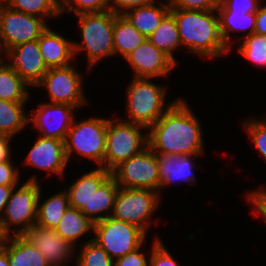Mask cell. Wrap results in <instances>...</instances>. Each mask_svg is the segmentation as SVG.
Wrapping results in <instances>:
<instances>
[{
  "label": "cell",
  "instance_id": "cell-21",
  "mask_svg": "<svg viewBox=\"0 0 266 266\" xmlns=\"http://www.w3.org/2000/svg\"><path fill=\"white\" fill-rule=\"evenodd\" d=\"M158 0L136 7L122 14L140 33L148 38L160 25L162 19L170 12L171 5Z\"/></svg>",
  "mask_w": 266,
  "mask_h": 266
},
{
  "label": "cell",
  "instance_id": "cell-34",
  "mask_svg": "<svg viewBox=\"0 0 266 266\" xmlns=\"http://www.w3.org/2000/svg\"><path fill=\"white\" fill-rule=\"evenodd\" d=\"M60 14L100 13L110 10L109 0H59ZM67 9V10H66Z\"/></svg>",
  "mask_w": 266,
  "mask_h": 266
},
{
  "label": "cell",
  "instance_id": "cell-1",
  "mask_svg": "<svg viewBox=\"0 0 266 266\" xmlns=\"http://www.w3.org/2000/svg\"><path fill=\"white\" fill-rule=\"evenodd\" d=\"M199 118L184 99L178 98L163 116L148 128V146L158 154L203 155Z\"/></svg>",
  "mask_w": 266,
  "mask_h": 266
},
{
  "label": "cell",
  "instance_id": "cell-8",
  "mask_svg": "<svg viewBox=\"0 0 266 266\" xmlns=\"http://www.w3.org/2000/svg\"><path fill=\"white\" fill-rule=\"evenodd\" d=\"M93 240L115 261L144 247L147 234L139 227L109 216L94 223Z\"/></svg>",
  "mask_w": 266,
  "mask_h": 266
},
{
  "label": "cell",
  "instance_id": "cell-10",
  "mask_svg": "<svg viewBox=\"0 0 266 266\" xmlns=\"http://www.w3.org/2000/svg\"><path fill=\"white\" fill-rule=\"evenodd\" d=\"M120 188L160 191V175L156 153L148 146L139 154L121 162L112 171Z\"/></svg>",
  "mask_w": 266,
  "mask_h": 266
},
{
  "label": "cell",
  "instance_id": "cell-12",
  "mask_svg": "<svg viewBox=\"0 0 266 266\" xmlns=\"http://www.w3.org/2000/svg\"><path fill=\"white\" fill-rule=\"evenodd\" d=\"M43 18L0 4V52L39 39L48 25Z\"/></svg>",
  "mask_w": 266,
  "mask_h": 266
},
{
  "label": "cell",
  "instance_id": "cell-6",
  "mask_svg": "<svg viewBox=\"0 0 266 266\" xmlns=\"http://www.w3.org/2000/svg\"><path fill=\"white\" fill-rule=\"evenodd\" d=\"M108 119L100 117H90L82 121L72 123L66 139L65 153L68 162L72 154L88 158L105 169V142Z\"/></svg>",
  "mask_w": 266,
  "mask_h": 266
},
{
  "label": "cell",
  "instance_id": "cell-22",
  "mask_svg": "<svg viewBox=\"0 0 266 266\" xmlns=\"http://www.w3.org/2000/svg\"><path fill=\"white\" fill-rule=\"evenodd\" d=\"M7 255L10 266H50L44 255L23 235L7 237Z\"/></svg>",
  "mask_w": 266,
  "mask_h": 266
},
{
  "label": "cell",
  "instance_id": "cell-31",
  "mask_svg": "<svg viewBox=\"0 0 266 266\" xmlns=\"http://www.w3.org/2000/svg\"><path fill=\"white\" fill-rule=\"evenodd\" d=\"M6 5L26 14L43 18L60 16L59 0H8Z\"/></svg>",
  "mask_w": 266,
  "mask_h": 266
},
{
  "label": "cell",
  "instance_id": "cell-33",
  "mask_svg": "<svg viewBox=\"0 0 266 266\" xmlns=\"http://www.w3.org/2000/svg\"><path fill=\"white\" fill-rule=\"evenodd\" d=\"M82 243L75 261L76 266H114V260L93 238Z\"/></svg>",
  "mask_w": 266,
  "mask_h": 266
},
{
  "label": "cell",
  "instance_id": "cell-29",
  "mask_svg": "<svg viewBox=\"0 0 266 266\" xmlns=\"http://www.w3.org/2000/svg\"><path fill=\"white\" fill-rule=\"evenodd\" d=\"M29 85L13 69L0 59V99L11 102H27Z\"/></svg>",
  "mask_w": 266,
  "mask_h": 266
},
{
  "label": "cell",
  "instance_id": "cell-48",
  "mask_svg": "<svg viewBox=\"0 0 266 266\" xmlns=\"http://www.w3.org/2000/svg\"><path fill=\"white\" fill-rule=\"evenodd\" d=\"M176 0H164V3H168L170 5H172Z\"/></svg>",
  "mask_w": 266,
  "mask_h": 266
},
{
  "label": "cell",
  "instance_id": "cell-37",
  "mask_svg": "<svg viewBox=\"0 0 266 266\" xmlns=\"http://www.w3.org/2000/svg\"><path fill=\"white\" fill-rule=\"evenodd\" d=\"M260 6V0H221L217 11L256 13Z\"/></svg>",
  "mask_w": 266,
  "mask_h": 266
},
{
  "label": "cell",
  "instance_id": "cell-19",
  "mask_svg": "<svg viewBox=\"0 0 266 266\" xmlns=\"http://www.w3.org/2000/svg\"><path fill=\"white\" fill-rule=\"evenodd\" d=\"M200 157V155H175V154H158L156 158L159 166L160 175V191L163 187H168L180 181L189 183H197L196 176L194 175V157Z\"/></svg>",
  "mask_w": 266,
  "mask_h": 266
},
{
  "label": "cell",
  "instance_id": "cell-39",
  "mask_svg": "<svg viewBox=\"0 0 266 266\" xmlns=\"http://www.w3.org/2000/svg\"><path fill=\"white\" fill-rule=\"evenodd\" d=\"M18 167L13 165L12 160L0 162V185L17 186L20 182Z\"/></svg>",
  "mask_w": 266,
  "mask_h": 266
},
{
  "label": "cell",
  "instance_id": "cell-18",
  "mask_svg": "<svg viewBox=\"0 0 266 266\" xmlns=\"http://www.w3.org/2000/svg\"><path fill=\"white\" fill-rule=\"evenodd\" d=\"M110 175V171L103 167H97L76 179L66 189L69 197V205L79 209L91 220V198L94 192H97L99 186Z\"/></svg>",
  "mask_w": 266,
  "mask_h": 266
},
{
  "label": "cell",
  "instance_id": "cell-44",
  "mask_svg": "<svg viewBox=\"0 0 266 266\" xmlns=\"http://www.w3.org/2000/svg\"><path fill=\"white\" fill-rule=\"evenodd\" d=\"M255 33L266 36V5H261L256 12Z\"/></svg>",
  "mask_w": 266,
  "mask_h": 266
},
{
  "label": "cell",
  "instance_id": "cell-15",
  "mask_svg": "<svg viewBox=\"0 0 266 266\" xmlns=\"http://www.w3.org/2000/svg\"><path fill=\"white\" fill-rule=\"evenodd\" d=\"M125 60L134 71L135 78L167 77L176 63L162 50L153 45L147 38Z\"/></svg>",
  "mask_w": 266,
  "mask_h": 266
},
{
  "label": "cell",
  "instance_id": "cell-47",
  "mask_svg": "<svg viewBox=\"0 0 266 266\" xmlns=\"http://www.w3.org/2000/svg\"><path fill=\"white\" fill-rule=\"evenodd\" d=\"M7 237L8 235L3 231V228L0 224V250L4 248Z\"/></svg>",
  "mask_w": 266,
  "mask_h": 266
},
{
  "label": "cell",
  "instance_id": "cell-36",
  "mask_svg": "<svg viewBox=\"0 0 266 266\" xmlns=\"http://www.w3.org/2000/svg\"><path fill=\"white\" fill-rule=\"evenodd\" d=\"M150 253L148 266H180L157 236L153 241Z\"/></svg>",
  "mask_w": 266,
  "mask_h": 266
},
{
  "label": "cell",
  "instance_id": "cell-23",
  "mask_svg": "<svg viewBox=\"0 0 266 266\" xmlns=\"http://www.w3.org/2000/svg\"><path fill=\"white\" fill-rule=\"evenodd\" d=\"M41 192L42 187L37 202V218L35 224L54 229L59 224L66 210L70 207L68 193L66 190L60 191L42 202Z\"/></svg>",
  "mask_w": 266,
  "mask_h": 266
},
{
  "label": "cell",
  "instance_id": "cell-2",
  "mask_svg": "<svg viewBox=\"0 0 266 266\" xmlns=\"http://www.w3.org/2000/svg\"><path fill=\"white\" fill-rule=\"evenodd\" d=\"M182 46L190 53L207 58L224 57L231 50L224 43L217 10L170 9Z\"/></svg>",
  "mask_w": 266,
  "mask_h": 266
},
{
  "label": "cell",
  "instance_id": "cell-17",
  "mask_svg": "<svg viewBox=\"0 0 266 266\" xmlns=\"http://www.w3.org/2000/svg\"><path fill=\"white\" fill-rule=\"evenodd\" d=\"M42 169L62 176L68 164L65 153V142L59 139L45 138L38 135L34 145L30 148L23 165Z\"/></svg>",
  "mask_w": 266,
  "mask_h": 266
},
{
  "label": "cell",
  "instance_id": "cell-35",
  "mask_svg": "<svg viewBox=\"0 0 266 266\" xmlns=\"http://www.w3.org/2000/svg\"><path fill=\"white\" fill-rule=\"evenodd\" d=\"M244 129L249 134L256 149L260 152L261 156L266 160V119H246L244 122ZM246 127V128H245Z\"/></svg>",
  "mask_w": 266,
  "mask_h": 266
},
{
  "label": "cell",
  "instance_id": "cell-42",
  "mask_svg": "<svg viewBox=\"0 0 266 266\" xmlns=\"http://www.w3.org/2000/svg\"><path fill=\"white\" fill-rule=\"evenodd\" d=\"M154 0H109L110 11L122 15L126 11L150 4Z\"/></svg>",
  "mask_w": 266,
  "mask_h": 266
},
{
  "label": "cell",
  "instance_id": "cell-30",
  "mask_svg": "<svg viewBox=\"0 0 266 266\" xmlns=\"http://www.w3.org/2000/svg\"><path fill=\"white\" fill-rule=\"evenodd\" d=\"M25 103L0 99V134L14 137L28 126L29 114L24 112Z\"/></svg>",
  "mask_w": 266,
  "mask_h": 266
},
{
  "label": "cell",
  "instance_id": "cell-24",
  "mask_svg": "<svg viewBox=\"0 0 266 266\" xmlns=\"http://www.w3.org/2000/svg\"><path fill=\"white\" fill-rule=\"evenodd\" d=\"M54 229L64 240L76 246L80 237L94 231V223L79 209L70 206Z\"/></svg>",
  "mask_w": 266,
  "mask_h": 266
},
{
  "label": "cell",
  "instance_id": "cell-45",
  "mask_svg": "<svg viewBox=\"0 0 266 266\" xmlns=\"http://www.w3.org/2000/svg\"><path fill=\"white\" fill-rule=\"evenodd\" d=\"M13 188L14 186L0 185V219L4 213L5 206L7 205Z\"/></svg>",
  "mask_w": 266,
  "mask_h": 266
},
{
  "label": "cell",
  "instance_id": "cell-32",
  "mask_svg": "<svg viewBox=\"0 0 266 266\" xmlns=\"http://www.w3.org/2000/svg\"><path fill=\"white\" fill-rule=\"evenodd\" d=\"M238 52L252 64L259 67H266V36L257 33L249 36H241Z\"/></svg>",
  "mask_w": 266,
  "mask_h": 266
},
{
  "label": "cell",
  "instance_id": "cell-26",
  "mask_svg": "<svg viewBox=\"0 0 266 266\" xmlns=\"http://www.w3.org/2000/svg\"><path fill=\"white\" fill-rule=\"evenodd\" d=\"M147 38L140 33L123 15L115 14L113 45L115 55L126 56L140 46Z\"/></svg>",
  "mask_w": 266,
  "mask_h": 266
},
{
  "label": "cell",
  "instance_id": "cell-43",
  "mask_svg": "<svg viewBox=\"0 0 266 266\" xmlns=\"http://www.w3.org/2000/svg\"><path fill=\"white\" fill-rule=\"evenodd\" d=\"M12 136L6 134H0V162L10 161L11 159V147L10 141Z\"/></svg>",
  "mask_w": 266,
  "mask_h": 266
},
{
  "label": "cell",
  "instance_id": "cell-49",
  "mask_svg": "<svg viewBox=\"0 0 266 266\" xmlns=\"http://www.w3.org/2000/svg\"><path fill=\"white\" fill-rule=\"evenodd\" d=\"M8 0H0V4H6Z\"/></svg>",
  "mask_w": 266,
  "mask_h": 266
},
{
  "label": "cell",
  "instance_id": "cell-14",
  "mask_svg": "<svg viewBox=\"0 0 266 266\" xmlns=\"http://www.w3.org/2000/svg\"><path fill=\"white\" fill-rule=\"evenodd\" d=\"M0 59L29 85L36 86L47 73L48 68L41 56L38 39L17 45L12 49L3 50ZM5 60V61H4Z\"/></svg>",
  "mask_w": 266,
  "mask_h": 266
},
{
  "label": "cell",
  "instance_id": "cell-46",
  "mask_svg": "<svg viewBox=\"0 0 266 266\" xmlns=\"http://www.w3.org/2000/svg\"><path fill=\"white\" fill-rule=\"evenodd\" d=\"M0 266H10L7 255V239L4 248L0 250Z\"/></svg>",
  "mask_w": 266,
  "mask_h": 266
},
{
  "label": "cell",
  "instance_id": "cell-4",
  "mask_svg": "<svg viewBox=\"0 0 266 266\" xmlns=\"http://www.w3.org/2000/svg\"><path fill=\"white\" fill-rule=\"evenodd\" d=\"M79 19L82 43L74 42V54L85 51L88 68L92 69L100 60L115 55L113 28L115 13L108 10L100 13L76 15Z\"/></svg>",
  "mask_w": 266,
  "mask_h": 266
},
{
  "label": "cell",
  "instance_id": "cell-5",
  "mask_svg": "<svg viewBox=\"0 0 266 266\" xmlns=\"http://www.w3.org/2000/svg\"><path fill=\"white\" fill-rule=\"evenodd\" d=\"M40 190L36 175L29 177L21 186H14L0 219L1 227L8 236L23 235L36 223Z\"/></svg>",
  "mask_w": 266,
  "mask_h": 266
},
{
  "label": "cell",
  "instance_id": "cell-25",
  "mask_svg": "<svg viewBox=\"0 0 266 266\" xmlns=\"http://www.w3.org/2000/svg\"><path fill=\"white\" fill-rule=\"evenodd\" d=\"M217 13L222 39L230 50L232 49L233 44L231 41V32L249 31L244 36H249L255 33L256 13L234 11H217Z\"/></svg>",
  "mask_w": 266,
  "mask_h": 266
},
{
  "label": "cell",
  "instance_id": "cell-13",
  "mask_svg": "<svg viewBox=\"0 0 266 266\" xmlns=\"http://www.w3.org/2000/svg\"><path fill=\"white\" fill-rule=\"evenodd\" d=\"M75 110V106L67 104L39 103L37 110L29 115L28 124H33L42 137L65 141L75 118Z\"/></svg>",
  "mask_w": 266,
  "mask_h": 266
},
{
  "label": "cell",
  "instance_id": "cell-27",
  "mask_svg": "<svg viewBox=\"0 0 266 266\" xmlns=\"http://www.w3.org/2000/svg\"><path fill=\"white\" fill-rule=\"evenodd\" d=\"M149 41L167 54L176 64L174 51L182 46L178 27L174 16L169 12L161 21L157 29L148 37Z\"/></svg>",
  "mask_w": 266,
  "mask_h": 266
},
{
  "label": "cell",
  "instance_id": "cell-38",
  "mask_svg": "<svg viewBox=\"0 0 266 266\" xmlns=\"http://www.w3.org/2000/svg\"><path fill=\"white\" fill-rule=\"evenodd\" d=\"M220 4L221 0H176L171 9L210 11L217 10Z\"/></svg>",
  "mask_w": 266,
  "mask_h": 266
},
{
  "label": "cell",
  "instance_id": "cell-40",
  "mask_svg": "<svg viewBox=\"0 0 266 266\" xmlns=\"http://www.w3.org/2000/svg\"><path fill=\"white\" fill-rule=\"evenodd\" d=\"M249 204H253V214L262 216L266 221V187L250 191L246 194Z\"/></svg>",
  "mask_w": 266,
  "mask_h": 266
},
{
  "label": "cell",
  "instance_id": "cell-11",
  "mask_svg": "<svg viewBox=\"0 0 266 266\" xmlns=\"http://www.w3.org/2000/svg\"><path fill=\"white\" fill-rule=\"evenodd\" d=\"M82 75L72 65L49 68L35 87L46 88L51 103L67 104L78 109L89 105L83 90Z\"/></svg>",
  "mask_w": 266,
  "mask_h": 266
},
{
  "label": "cell",
  "instance_id": "cell-7",
  "mask_svg": "<svg viewBox=\"0 0 266 266\" xmlns=\"http://www.w3.org/2000/svg\"><path fill=\"white\" fill-rule=\"evenodd\" d=\"M145 126L125 121L109 119L105 142V169L112 171L121 162L139 154L148 147V135L142 133Z\"/></svg>",
  "mask_w": 266,
  "mask_h": 266
},
{
  "label": "cell",
  "instance_id": "cell-3",
  "mask_svg": "<svg viewBox=\"0 0 266 266\" xmlns=\"http://www.w3.org/2000/svg\"><path fill=\"white\" fill-rule=\"evenodd\" d=\"M167 87L155 84L152 78H135L127 86L126 108L128 119L125 121L149 128L173 105L166 102ZM166 105V106H165Z\"/></svg>",
  "mask_w": 266,
  "mask_h": 266
},
{
  "label": "cell",
  "instance_id": "cell-41",
  "mask_svg": "<svg viewBox=\"0 0 266 266\" xmlns=\"http://www.w3.org/2000/svg\"><path fill=\"white\" fill-rule=\"evenodd\" d=\"M142 246L133 252L127 253L126 255L118 258L114 261V266H148L149 258L140 251Z\"/></svg>",
  "mask_w": 266,
  "mask_h": 266
},
{
  "label": "cell",
  "instance_id": "cell-28",
  "mask_svg": "<svg viewBox=\"0 0 266 266\" xmlns=\"http://www.w3.org/2000/svg\"><path fill=\"white\" fill-rule=\"evenodd\" d=\"M119 190L114 177L110 175L94 192L91 198V221L93 223L112 215Z\"/></svg>",
  "mask_w": 266,
  "mask_h": 266
},
{
  "label": "cell",
  "instance_id": "cell-16",
  "mask_svg": "<svg viewBox=\"0 0 266 266\" xmlns=\"http://www.w3.org/2000/svg\"><path fill=\"white\" fill-rule=\"evenodd\" d=\"M23 236L44 255L50 266L67 265L77 249L53 228L34 224Z\"/></svg>",
  "mask_w": 266,
  "mask_h": 266
},
{
  "label": "cell",
  "instance_id": "cell-20",
  "mask_svg": "<svg viewBox=\"0 0 266 266\" xmlns=\"http://www.w3.org/2000/svg\"><path fill=\"white\" fill-rule=\"evenodd\" d=\"M38 45L48 69L69 66L71 61L76 59L73 41H69L49 27L39 37Z\"/></svg>",
  "mask_w": 266,
  "mask_h": 266
},
{
  "label": "cell",
  "instance_id": "cell-9",
  "mask_svg": "<svg viewBox=\"0 0 266 266\" xmlns=\"http://www.w3.org/2000/svg\"><path fill=\"white\" fill-rule=\"evenodd\" d=\"M160 192L151 189L118 190L112 217L133 224L142 229L146 234L151 226V216L160 205Z\"/></svg>",
  "mask_w": 266,
  "mask_h": 266
}]
</instances>
